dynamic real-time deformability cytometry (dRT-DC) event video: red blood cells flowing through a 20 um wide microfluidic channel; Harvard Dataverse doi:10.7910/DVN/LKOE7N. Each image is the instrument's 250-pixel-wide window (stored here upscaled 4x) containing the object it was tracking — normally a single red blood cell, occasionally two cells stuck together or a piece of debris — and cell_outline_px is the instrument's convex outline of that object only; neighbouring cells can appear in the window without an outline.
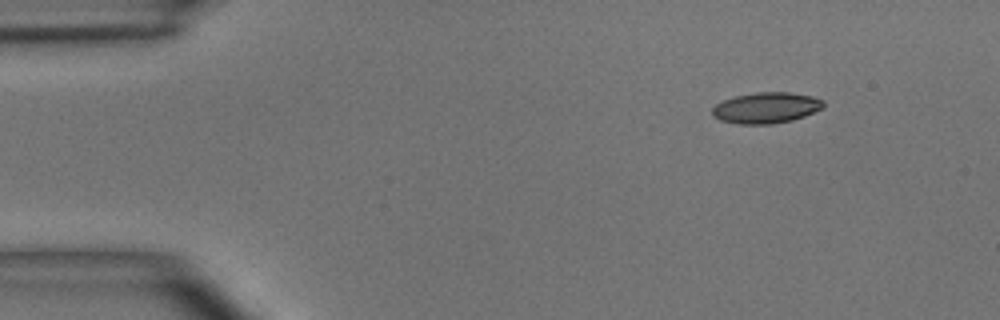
{"species": "common noctule bat (a hibernating species)", "species_latin": "Nyctalus noctula", "temperature_condition": "room temperature", "stored_images_in_passage": 3, "camera_frame_rate_fps": 3000, "um_per_image_px": 0.085, "animal": {"sex": "male", "body_mass_g": 15.6}, "frame": {"image": 1, "passage_image": 1, "time_ms": 0.0, "image_size_px": [1000, 320], "cell_outline_px": [[824, 108], [804, 116], [792, 120], [772, 124], [736, 124], [720, 120], [712, 116], [712, 108], [716, 104], [724, 100], [736, 96], [756, 92], [788, 92], [812, 96], [824, 100]], "centroid_in_image_um": [65.13, 9.17], "position_along_channel_um": 19.9, "area_um2": 20.11}}